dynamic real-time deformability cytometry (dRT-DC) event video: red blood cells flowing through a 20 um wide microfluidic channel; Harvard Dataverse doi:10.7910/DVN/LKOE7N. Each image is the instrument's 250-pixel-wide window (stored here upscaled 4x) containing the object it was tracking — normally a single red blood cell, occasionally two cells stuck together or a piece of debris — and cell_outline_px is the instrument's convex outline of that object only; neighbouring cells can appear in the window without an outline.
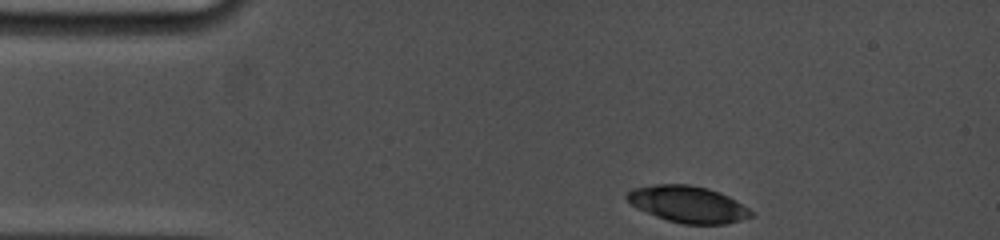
{"species": "common noctule bat (a hibernating species)", "species_latin": "Nyctalus noctula", "temperature_condition": "cold", "stored_images_in_passage": 6, "camera_frame_rate_fps": 5000, "um_per_image_px": 0.085, "animal": {"sex": "female", "body_mass_g": 19.0, "forearm_length_mm": 53.3}, "frame": {"image": 1, "passage_image": 1, "time_ms": 0.0, "image_size_px": [1000, 240], "cell_outline_px": [[756, 216], [724, 224], [684, 224], [668, 220], [656, 216], [636, 208], [624, 196], [632, 188], [656, 184], [688, 184], [708, 188], [720, 192], [736, 200], [756, 212]], "centroid_in_image_um": [58.51, 17.36], "position_along_channel_um": 26.5, "area_um2": 26.65}}
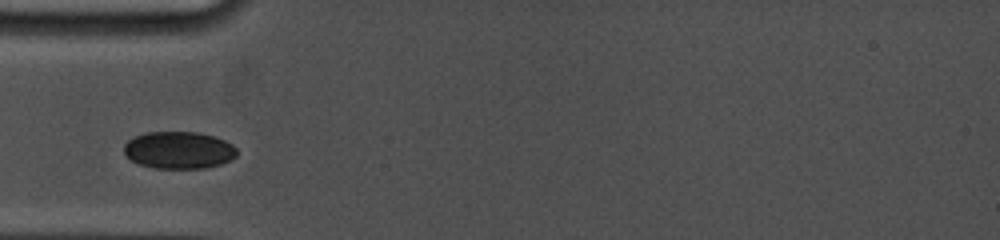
{"frame": {"image": 2, "passage_image": 4, "time_ms": 2.8, "image_size_px": [1000, 240], "cell_outline_px": [[236, 156], [232, 160], [220, 164], [204, 168], [156, 168], [140, 164], [132, 160], [124, 152], [124, 144], [128, 140], [136, 136], [148, 132], [196, 132], [212, 136], [224, 140], [232, 144], [236, 148]], "centroid_in_image_um": [15.21, 12.76], "position_along_channel_um": 69.8, "area_um2": 24.28}}
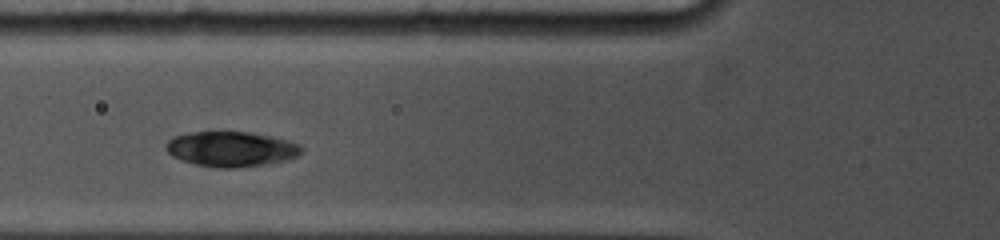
{"frame": {"image": 3, "passage_image": 5, "time_ms": 3.8, "image_size_px": [1000, 240], "cell_outline_px": [[304, 148], [296, 156], [288, 160], [264, 164], [236, 168], [216, 168], [196, 164], [180, 160], [172, 156], [164, 148], [164, 144], [172, 136], [188, 132], [252, 132], [272, 136], [300, 144]], "centroid_in_image_um": [19.61, 12.66], "position_along_channel_um": 106.2, "area_um2": 27.98}}